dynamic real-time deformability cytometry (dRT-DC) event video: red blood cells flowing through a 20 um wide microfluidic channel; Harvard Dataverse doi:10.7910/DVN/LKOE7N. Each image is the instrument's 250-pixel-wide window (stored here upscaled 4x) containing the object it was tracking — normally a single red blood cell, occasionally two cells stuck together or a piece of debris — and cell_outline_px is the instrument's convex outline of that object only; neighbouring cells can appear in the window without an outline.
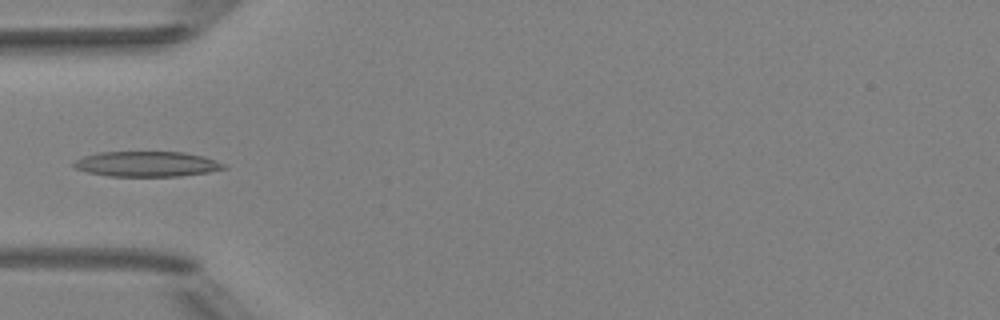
{"species": "Egyptian fruit bat (a non-hibernating species)", "species_latin": "Rousettus aegyptiacus", "temperature_condition": "room temperature", "stored_images_in_passage": 5, "camera_frame_rate_fps": 3000, "um_per_image_px": 0.085, "animal": {"sex": "female"}, "frame": {"image": 1, "passage_image": 5, "time_ms": 4.667, "image_size_px": [1000, 320], "cell_outline_px": [[228, 168], [208, 172], [180, 176], [108, 176], [88, 172], [76, 168], [72, 164], [76, 160], [84, 156], [100, 152], [184, 152], [204, 156], [216, 160], [224, 164]], "centroid_in_image_um": [12.51, 13.94], "position_along_channel_um": 72.5, "area_um2": 22.02}}